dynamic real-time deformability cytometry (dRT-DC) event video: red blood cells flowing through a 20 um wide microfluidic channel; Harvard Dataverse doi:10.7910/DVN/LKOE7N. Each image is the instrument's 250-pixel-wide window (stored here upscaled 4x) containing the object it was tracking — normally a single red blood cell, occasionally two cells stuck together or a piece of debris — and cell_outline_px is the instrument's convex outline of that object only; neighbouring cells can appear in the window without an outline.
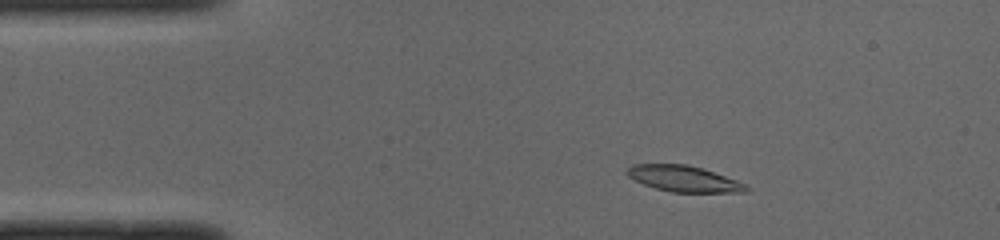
{"species": "common noctule bat (a hibernating species)", "species_latin": "Nyctalus noctula", "temperature_condition": "cold", "stored_images_in_passage": 50, "camera_frame_rate_fps": 3000, "um_per_image_px": 0.085, "animal": {"sex": "male", "body_mass_g": 19.0, "forearm_length_mm": 50.8}, "frame": {"image": 1, "passage_image": 7, "time_ms": 2.0, "image_size_px": [1000, 240], "cell_outline_px": [[752, 188], [748, 192], [672, 192], [656, 188], [644, 184], [628, 176], [624, 172], [632, 164], [688, 164], [736, 180]], "centroid_in_image_um": [58.11, 15.19], "position_along_channel_um": 26.9, "area_um2": 17.86}}
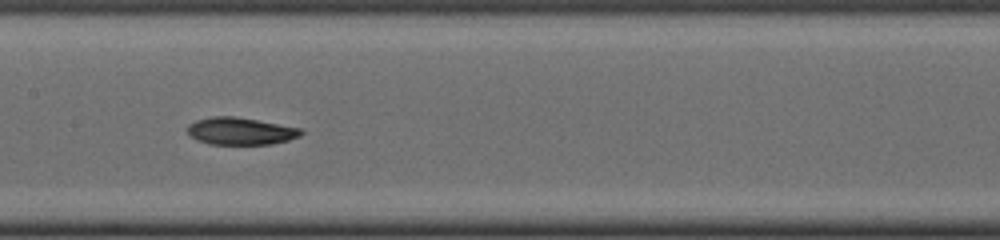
{"frame": {"image": 2, "passage_image": 23, "time_ms": 7.333, "image_size_px": [1000, 240], "cell_outline_px": [[304, 132], [300, 136], [288, 140], [272, 144], [208, 144], [196, 140], [188, 132], [188, 124], [196, 120], [212, 116], [236, 116], [300, 128]], "centroid_in_image_um": [20.43, 11.14], "position_along_channel_um": 187.0, "area_um2": 18.03}}
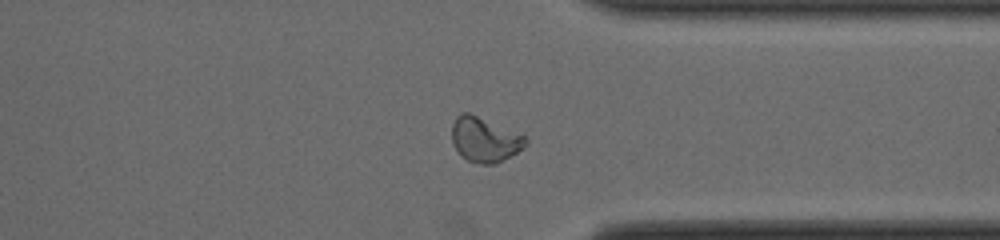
{"frame": {"image": 3, "passage_image": 37, "time_ms": 12.0, "image_size_px": [1000, 240], "cell_outline_px": [[528, 144], [516, 152], [496, 164], [476, 164], [460, 156], [452, 140], [452, 124], [456, 116], [464, 112], [468, 112], [528, 136]], "centroid_in_image_um": [41.21, 11.87], "position_along_channel_um": 370.2, "area_um2": 19.36}, "authors_computed_cell_mechanics": {"area_um2": 18.2359, "velocity_mm_per_s": 3.9729, "shape_relaxation_time_tau1_ms": 9.1572, "shape_relaxation_time_tau2_ms": 8.8609, "deformation_change_tau1": 0.251, "deformation_change_tau2": 0.1134}}